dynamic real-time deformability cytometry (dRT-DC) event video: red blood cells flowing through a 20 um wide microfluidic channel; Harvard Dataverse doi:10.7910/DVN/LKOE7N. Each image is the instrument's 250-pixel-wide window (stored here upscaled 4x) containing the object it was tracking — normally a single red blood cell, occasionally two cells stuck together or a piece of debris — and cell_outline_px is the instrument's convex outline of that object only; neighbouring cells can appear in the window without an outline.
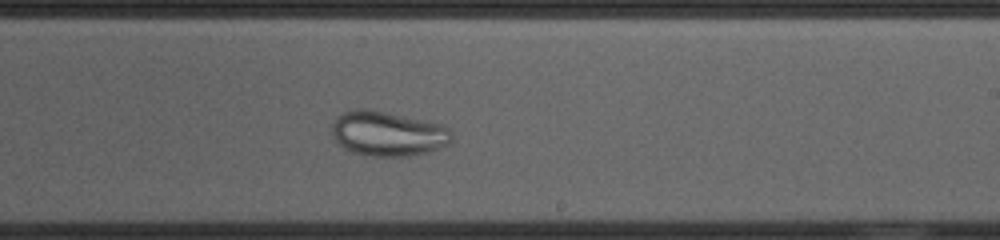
{"species": "common noctule bat (a hibernating species)", "species_latin": "Nyctalus noctula", "temperature_condition": "cold", "stored_images_in_passage": 40, "camera_frame_rate_fps": 3000, "um_per_image_px": 0.085, "animal": {"sex": "female", "body_mass_g": 23.0, "forearm_length_mm": 53.4}, "frame": {"image": 1, "passage_image": 18, "time_ms": 5.667, "image_size_px": [1000, 240], "cell_outline_px": [[452, 144], [424, 152], [408, 156], [372, 156], [352, 152], [344, 148], [336, 140], [332, 132], [332, 124], [336, 116], [340, 112], [356, 108], [368, 108], [440, 124], [448, 128], [452, 132]], "centroid_in_image_um": [32.94, 11.34], "position_along_channel_um": 256.1, "area_um2": 31.27}}
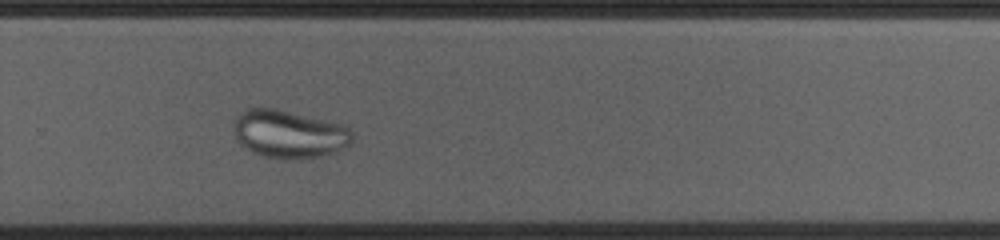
{"frame": {"image": 2, "passage_image": 22, "time_ms": 7.0, "image_size_px": [1000, 240], "cell_outline_px": [[352, 144], [336, 152], [320, 156], [292, 160], [276, 160], [264, 156], [240, 144], [232, 128], [232, 124], [236, 116], [244, 108], [276, 108], [344, 124], [352, 132]], "centroid_in_image_um": [24.57, 11.39], "position_along_channel_um": 305.2, "area_um2": 33.64}}
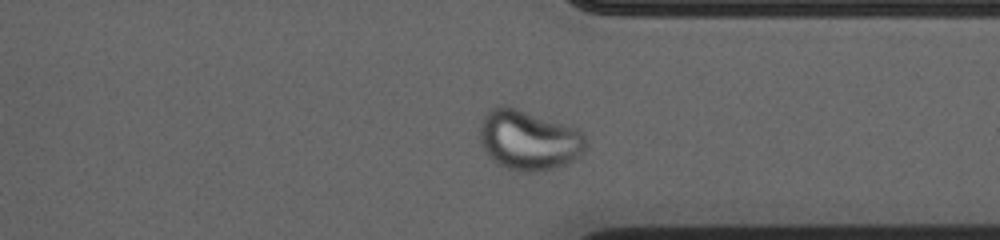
{"frame": {"image": 3, "passage_image": 27, "time_ms": 8.667, "image_size_px": [1000, 240], "cell_outline_px": [[588, 144], [580, 156], [568, 164], [556, 168], [532, 172], [520, 172], [508, 168], [500, 164], [488, 156], [480, 140], [480, 124], [484, 116], [492, 108], [504, 104], [576, 128], [584, 136]], "centroid_in_image_um": [44.96, 11.92], "position_along_channel_um": 366.4, "area_um2": 36.93}}